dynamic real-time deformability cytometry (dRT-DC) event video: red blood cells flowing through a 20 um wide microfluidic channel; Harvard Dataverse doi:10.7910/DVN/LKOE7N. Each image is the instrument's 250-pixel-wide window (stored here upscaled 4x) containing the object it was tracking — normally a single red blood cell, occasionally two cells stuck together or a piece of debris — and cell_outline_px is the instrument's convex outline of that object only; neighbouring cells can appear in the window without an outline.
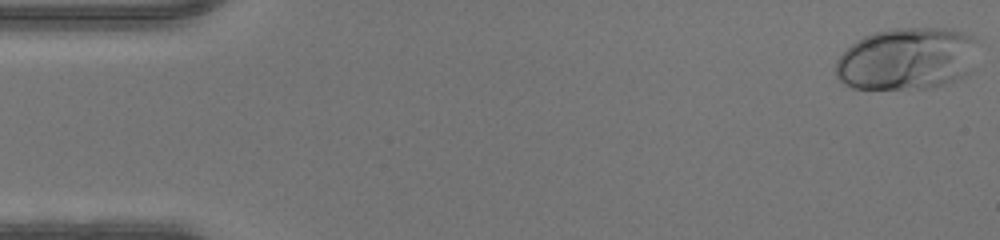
{"species": "human", "species_latin": "Homo sapiens", "temperature_condition": "warm", "stored_images_in_passage": 48, "camera_frame_rate_fps": 3000, "um_per_image_px": 0.085, "donor": {"sex": "male"}, "frame": {"image": 1, "passage_image": 1, "time_ms": 0.0, "image_size_px": [1000, 240], "cell_outline_px": [[976, 40], [968, 72], [944, 84], [932, 88], [852, 88], [844, 84], [836, 76], [836, 60], [856, 40], [864, 36], [888, 28], [948, 28], [964, 32], [972, 36]], "centroid_in_image_um": [77.03, 4.98], "position_along_channel_um": 8.0, "area_um2": 51.04}}
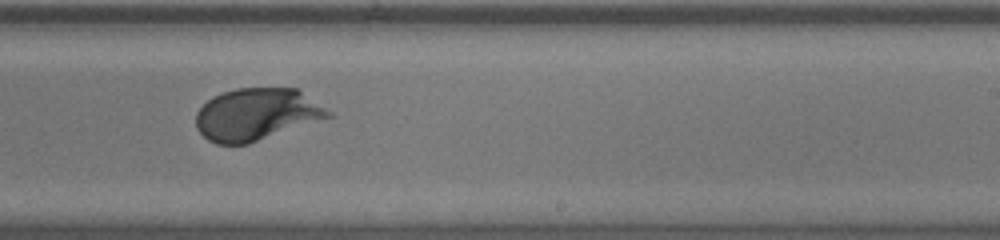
{"frame": {"image": 2, "passage_image": 29, "time_ms": 9.333, "image_size_px": [1000, 240], "cell_outline_px": [[332, 116], [248, 144], [216, 144], [208, 140], [196, 128], [196, 112], [212, 96], [236, 88], [300, 88], [332, 112]], "centroid_in_image_um": [21.82, 9.71], "position_along_channel_um": 267.2, "area_um2": 40.23}}
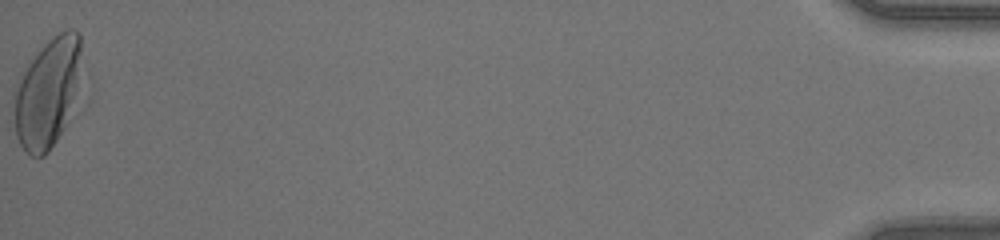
{"frame": {"image": 3, "passage_image": 48, "time_ms": 15.667, "image_size_px": [1000, 240], "cell_outline_px": [[80, 52], [72, 96], [64, 124], [56, 140], [48, 152], [44, 156], [32, 156], [24, 152], [16, 136], [12, 88], [28, 64], [40, 48], [52, 36], [68, 28], [72, 28], [80, 32]], "centroid_in_image_um": [3.92, 7.87], "position_along_channel_um": 431.3, "area_um2": 41.62}}